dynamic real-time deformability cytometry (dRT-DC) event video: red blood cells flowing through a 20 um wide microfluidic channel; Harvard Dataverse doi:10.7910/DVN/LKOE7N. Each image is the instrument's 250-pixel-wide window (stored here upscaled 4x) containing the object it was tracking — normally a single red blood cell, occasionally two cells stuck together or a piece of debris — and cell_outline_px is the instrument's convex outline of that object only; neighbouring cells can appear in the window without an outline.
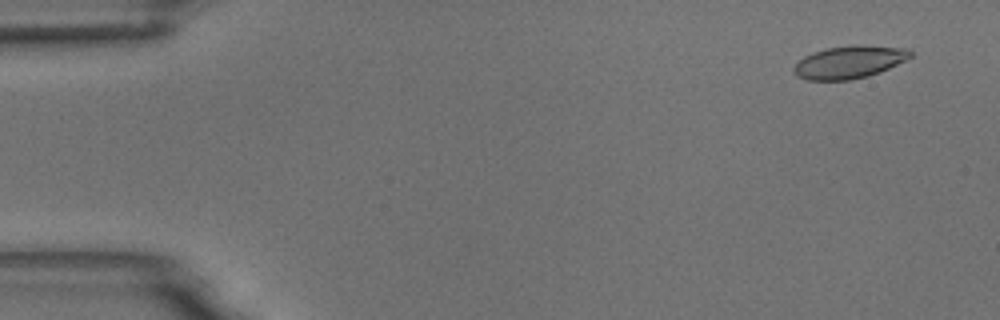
{"species": "common noctule bat (a hibernating species)", "species_latin": "Nyctalus noctula", "temperature_condition": "room temperature", "stored_images_in_passage": 4, "camera_frame_rate_fps": 3000, "um_per_image_px": 0.085, "animal": {"sex": "male", "body_mass_g": 18.8}, "frame": {"image": 1, "passage_image": 1, "time_ms": 0.0, "image_size_px": [1000, 320], "cell_outline_px": [[912, 56], [880, 72], [868, 76], [848, 80], [808, 80], [796, 76], [792, 72], [792, 68], [804, 56], [812, 52], [824, 48], [856, 44], [860, 44], [908, 48], [912, 52]], "centroid_in_image_um": [72.16, 5.26], "position_along_channel_um": 12.8, "area_um2": 22.37}}